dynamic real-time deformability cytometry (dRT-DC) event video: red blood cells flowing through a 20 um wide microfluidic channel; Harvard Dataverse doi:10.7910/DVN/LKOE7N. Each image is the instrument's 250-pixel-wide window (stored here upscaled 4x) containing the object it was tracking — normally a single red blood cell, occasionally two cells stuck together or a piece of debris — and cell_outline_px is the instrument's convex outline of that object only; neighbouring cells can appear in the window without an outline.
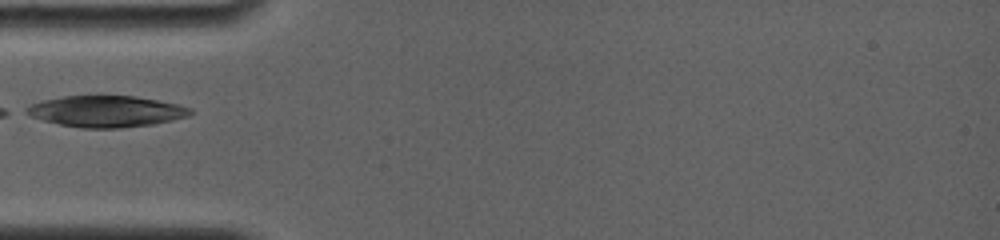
{"species": "common noctule bat (a hibernating species)", "species_latin": "Nyctalus noctula", "temperature_condition": "room temperature", "stored_images_in_passage": 3, "camera_frame_rate_fps": 4000, "um_per_image_px": 0.085, "animal": {"sex": "female", "body_mass_g": 19.0, "forearm_length_mm": 56.7}, "frame": {"image": 1, "passage_image": 1, "time_ms": 0.0, "image_size_px": [1000, 240], "cell_outline_px": [[192, 112], [188, 116], [172, 120], [152, 124], [120, 128], [80, 128], [60, 124], [44, 120], [32, 116], [24, 112], [24, 108], [32, 104], [44, 100], [64, 96], [100, 92], [136, 96], [176, 104], [192, 108]], "centroid_in_image_um": [9.0, 9.42], "position_along_channel_um": 76.0, "area_um2": 30.63}}